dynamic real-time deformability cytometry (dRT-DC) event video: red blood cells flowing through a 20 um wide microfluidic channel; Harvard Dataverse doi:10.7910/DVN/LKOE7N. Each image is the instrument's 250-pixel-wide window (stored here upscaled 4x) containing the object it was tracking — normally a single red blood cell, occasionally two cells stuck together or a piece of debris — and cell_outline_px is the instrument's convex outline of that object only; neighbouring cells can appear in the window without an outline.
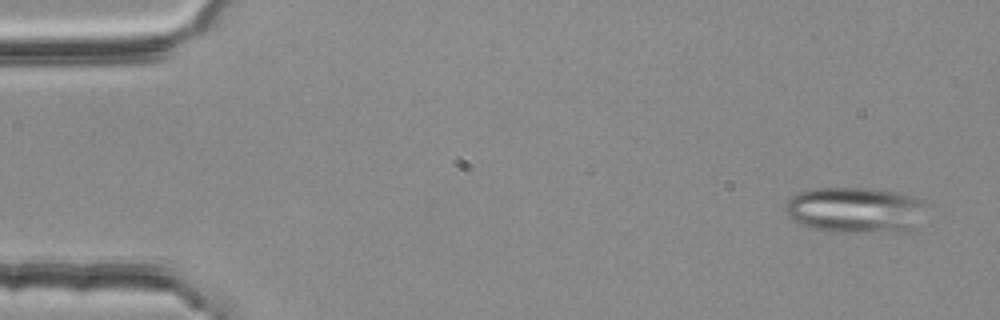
{"species": "common noctule bat (a hibernating species)", "species_latin": "Nyctalus noctula", "temperature_condition": "room temperature", "stored_images_in_passage": 4, "camera_frame_rate_fps": 3000, "um_per_image_px": 0.085, "animal": {"sex": "female", "body_mass_g": 25.1}, "frame": {"image": 1, "passage_image": 1, "time_ms": 0.0, "image_size_px": [1000, 320], "cell_outline_px": [[928, 204], [912, 228], [904, 232], [836, 232], [816, 228], [800, 224], [788, 216], [784, 208], [784, 204], [796, 192], [812, 188], [868, 188], [900, 192], [916, 196], [924, 200]], "centroid_in_image_um": [72.7, 17.83], "position_along_channel_um": 12.3, "area_um2": 37.97}}